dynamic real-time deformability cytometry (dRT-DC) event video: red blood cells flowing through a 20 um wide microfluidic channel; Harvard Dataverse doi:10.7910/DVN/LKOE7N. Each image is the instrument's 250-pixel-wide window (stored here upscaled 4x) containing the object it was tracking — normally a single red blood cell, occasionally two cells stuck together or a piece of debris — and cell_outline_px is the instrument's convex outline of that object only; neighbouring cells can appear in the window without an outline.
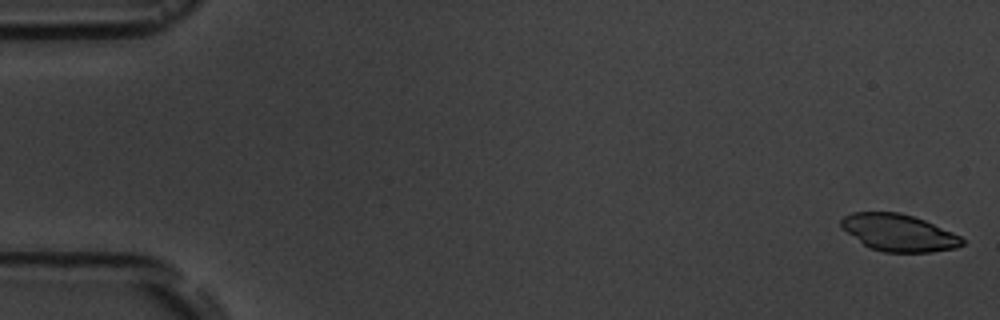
{"species": "common noctule bat (a hibernating species)", "species_latin": "Nyctalus noctula", "temperature_condition": "room temperature", "stored_images_in_passage": 6, "camera_frame_rate_fps": 3000, "um_per_image_px": 0.085, "animal": {"sex": "male", "body_mass_g": 19.5, "forearm_length_mm": 54.6}, "frame": {"image": 1, "passage_image": 1, "time_ms": 0.0, "image_size_px": [1000, 320], "cell_outline_px": [[964, 244], [956, 248], [932, 252], [884, 252], [868, 248], [848, 232], [840, 224], [840, 220], [844, 216], [852, 212], [900, 212], [924, 220], [952, 232], [960, 236], [964, 240]], "centroid_in_image_um": [76.4, 19.78], "position_along_channel_um": 8.6, "area_um2": 25.95}}
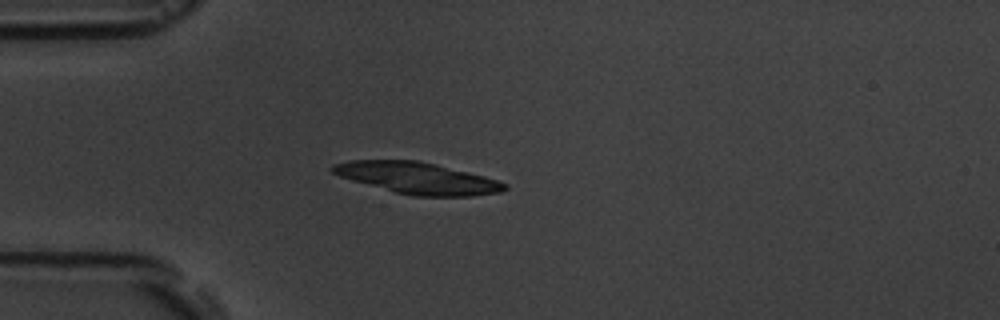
{"frame": {"image": 2, "passage_image": 5, "time_ms": 4.667, "image_size_px": [1000, 320], "cell_outline_px": [[508, 188], [500, 192], [472, 196], [412, 196], [396, 192], [352, 180], [340, 176], [332, 172], [328, 168], [332, 164], [352, 160], [416, 160], [468, 172], [484, 176], [508, 184]], "centroid_in_image_um": [35.47, 15.14], "position_along_channel_um": 49.5, "area_um2": 31.27}}